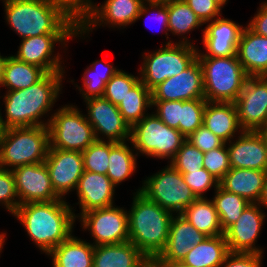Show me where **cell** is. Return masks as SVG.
<instances>
[{"label": "cell", "instance_id": "1", "mask_svg": "<svg viewBox=\"0 0 267 267\" xmlns=\"http://www.w3.org/2000/svg\"><path fill=\"white\" fill-rule=\"evenodd\" d=\"M2 1L7 24L22 39L79 31V17L62 0Z\"/></svg>", "mask_w": 267, "mask_h": 267}, {"label": "cell", "instance_id": "2", "mask_svg": "<svg viewBox=\"0 0 267 267\" xmlns=\"http://www.w3.org/2000/svg\"><path fill=\"white\" fill-rule=\"evenodd\" d=\"M72 209L64 199L29 202L19 205L13 216L25 227L39 250L48 255L72 235L76 220Z\"/></svg>", "mask_w": 267, "mask_h": 267}, {"label": "cell", "instance_id": "3", "mask_svg": "<svg viewBox=\"0 0 267 267\" xmlns=\"http://www.w3.org/2000/svg\"><path fill=\"white\" fill-rule=\"evenodd\" d=\"M65 72L46 73L38 82L26 89L7 91L3 97L5 105V127L48 126L42 121L54 106ZM52 107V108H51Z\"/></svg>", "mask_w": 267, "mask_h": 267}, {"label": "cell", "instance_id": "4", "mask_svg": "<svg viewBox=\"0 0 267 267\" xmlns=\"http://www.w3.org/2000/svg\"><path fill=\"white\" fill-rule=\"evenodd\" d=\"M133 196L128 211L129 241L152 263L165 248L173 213L140 192Z\"/></svg>", "mask_w": 267, "mask_h": 267}, {"label": "cell", "instance_id": "5", "mask_svg": "<svg viewBox=\"0 0 267 267\" xmlns=\"http://www.w3.org/2000/svg\"><path fill=\"white\" fill-rule=\"evenodd\" d=\"M49 148L47 126L8 128L0 144V168L12 170L22 165L43 163Z\"/></svg>", "mask_w": 267, "mask_h": 267}, {"label": "cell", "instance_id": "6", "mask_svg": "<svg viewBox=\"0 0 267 267\" xmlns=\"http://www.w3.org/2000/svg\"><path fill=\"white\" fill-rule=\"evenodd\" d=\"M198 58L203 70L204 99L208 102L234 103L249 77L237 55Z\"/></svg>", "mask_w": 267, "mask_h": 267}, {"label": "cell", "instance_id": "7", "mask_svg": "<svg viewBox=\"0 0 267 267\" xmlns=\"http://www.w3.org/2000/svg\"><path fill=\"white\" fill-rule=\"evenodd\" d=\"M162 47L153 53H144L142 67L139 70L140 81L149 90L167 78L182 73L197 57L199 51L186 36L178 43L169 40Z\"/></svg>", "mask_w": 267, "mask_h": 267}, {"label": "cell", "instance_id": "8", "mask_svg": "<svg viewBox=\"0 0 267 267\" xmlns=\"http://www.w3.org/2000/svg\"><path fill=\"white\" fill-rule=\"evenodd\" d=\"M186 141V137L176 128L164 124L153 113L148 114L131 128L130 142L138 154L160 159L174 158Z\"/></svg>", "mask_w": 267, "mask_h": 267}, {"label": "cell", "instance_id": "9", "mask_svg": "<svg viewBox=\"0 0 267 267\" xmlns=\"http://www.w3.org/2000/svg\"><path fill=\"white\" fill-rule=\"evenodd\" d=\"M74 105H65L47 119L50 148L83 152L96 136L86 115Z\"/></svg>", "mask_w": 267, "mask_h": 267}, {"label": "cell", "instance_id": "10", "mask_svg": "<svg viewBox=\"0 0 267 267\" xmlns=\"http://www.w3.org/2000/svg\"><path fill=\"white\" fill-rule=\"evenodd\" d=\"M147 199L172 213L181 214L197 197L185 183L182 173L171 164L147 177L137 189Z\"/></svg>", "mask_w": 267, "mask_h": 267}, {"label": "cell", "instance_id": "11", "mask_svg": "<svg viewBox=\"0 0 267 267\" xmlns=\"http://www.w3.org/2000/svg\"><path fill=\"white\" fill-rule=\"evenodd\" d=\"M79 219L82 228L91 232L95 240L93 246L129 241L128 213L121 207L93 209L83 213Z\"/></svg>", "mask_w": 267, "mask_h": 267}, {"label": "cell", "instance_id": "12", "mask_svg": "<svg viewBox=\"0 0 267 267\" xmlns=\"http://www.w3.org/2000/svg\"><path fill=\"white\" fill-rule=\"evenodd\" d=\"M103 5L92 4L79 17L80 37L99 25L124 27L137 21L143 0H106ZM99 6V7H98Z\"/></svg>", "mask_w": 267, "mask_h": 267}, {"label": "cell", "instance_id": "13", "mask_svg": "<svg viewBox=\"0 0 267 267\" xmlns=\"http://www.w3.org/2000/svg\"><path fill=\"white\" fill-rule=\"evenodd\" d=\"M234 103L243 131L267 130V76L248 77Z\"/></svg>", "mask_w": 267, "mask_h": 267}, {"label": "cell", "instance_id": "14", "mask_svg": "<svg viewBox=\"0 0 267 267\" xmlns=\"http://www.w3.org/2000/svg\"><path fill=\"white\" fill-rule=\"evenodd\" d=\"M84 102L88 112L86 118L92 125L97 140L130 141L131 128L124 121L117 105L104 97L89 98ZM99 134L107 138H101Z\"/></svg>", "mask_w": 267, "mask_h": 267}, {"label": "cell", "instance_id": "15", "mask_svg": "<svg viewBox=\"0 0 267 267\" xmlns=\"http://www.w3.org/2000/svg\"><path fill=\"white\" fill-rule=\"evenodd\" d=\"M80 35V31L76 34H46L35 37H27L21 40L19 51L14 56L17 60L33 64L46 73L64 72L60 61V54H52L54 52L55 43H61V46L67 45L69 39Z\"/></svg>", "mask_w": 267, "mask_h": 267}, {"label": "cell", "instance_id": "16", "mask_svg": "<svg viewBox=\"0 0 267 267\" xmlns=\"http://www.w3.org/2000/svg\"><path fill=\"white\" fill-rule=\"evenodd\" d=\"M152 101H189L204 99L203 70L196 57L177 76L167 78L151 90Z\"/></svg>", "mask_w": 267, "mask_h": 267}, {"label": "cell", "instance_id": "17", "mask_svg": "<svg viewBox=\"0 0 267 267\" xmlns=\"http://www.w3.org/2000/svg\"><path fill=\"white\" fill-rule=\"evenodd\" d=\"M12 173L19 205L61 199L55 193L45 162L18 166L12 169Z\"/></svg>", "mask_w": 267, "mask_h": 267}, {"label": "cell", "instance_id": "18", "mask_svg": "<svg viewBox=\"0 0 267 267\" xmlns=\"http://www.w3.org/2000/svg\"><path fill=\"white\" fill-rule=\"evenodd\" d=\"M44 162L55 193L65 199L68 192L76 189L84 172L82 152L49 148Z\"/></svg>", "mask_w": 267, "mask_h": 267}, {"label": "cell", "instance_id": "19", "mask_svg": "<svg viewBox=\"0 0 267 267\" xmlns=\"http://www.w3.org/2000/svg\"><path fill=\"white\" fill-rule=\"evenodd\" d=\"M262 211L258 203H250L238 220L224 231V237L230 252L263 253V249L255 246L266 216Z\"/></svg>", "mask_w": 267, "mask_h": 267}, {"label": "cell", "instance_id": "20", "mask_svg": "<svg viewBox=\"0 0 267 267\" xmlns=\"http://www.w3.org/2000/svg\"><path fill=\"white\" fill-rule=\"evenodd\" d=\"M208 236L197 230L183 215L172 216L165 248L152 262L154 265L181 263L187 253Z\"/></svg>", "mask_w": 267, "mask_h": 267}, {"label": "cell", "instance_id": "21", "mask_svg": "<svg viewBox=\"0 0 267 267\" xmlns=\"http://www.w3.org/2000/svg\"><path fill=\"white\" fill-rule=\"evenodd\" d=\"M235 142L229 141L231 168L267 171V141L262 131H240ZM230 144V145H229Z\"/></svg>", "mask_w": 267, "mask_h": 267}, {"label": "cell", "instance_id": "22", "mask_svg": "<svg viewBox=\"0 0 267 267\" xmlns=\"http://www.w3.org/2000/svg\"><path fill=\"white\" fill-rule=\"evenodd\" d=\"M209 21L203 29V44L207 53L198 51L197 57H229L237 55L239 38L243 25L230 19L220 18Z\"/></svg>", "mask_w": 267, "mask_h": 267}, {"label": "cell", "instance_id": "23", "mask_svg": "<svg viewBox=\"0 0 267 267\" xmlns=\"http://www.w3.org/2000/svg\"><path fill=\"white\" fill-rule=\"evenodd\" d=\"M115 187L107 175L84 170L75 189L81 209L75 218L93 209L113 206Z\"/></svg>", "mask_w": 267, "mask_h": 267}, {"label": "cell", "instance_id": "24", "mask_svg": "<svg viewBox=\"0 0 267 267\" xmlns=\"http://www.w3.org/2000/svg\"><path fill=\"white\" fill-rule=\"evenodd\" d=\"M237 57L249 77L267 76V37L245 26L239 38Z\"/></svg>", "mask_w": 267, "mask_h": 267}, {"label": "cell", "instance_id": "25", "mask_svg": "<svg viewBox=\"0 0 267 267\" xmlns=\"http://www.w3.org/2000/svg\"><path fill=\"white\" fill-rule=\"evenodd\" d=\"M266 176L267 171L231 168L219 181V185L228 192L240 195L249 203H258Z\"/></svg>", "mask_w": 267, "mask_h": 267}, {"label": "cell", "instance_id": "26", "mask_svg": "<svg viewBox=\"0 0 267 267\" xmlns=\"http://www.w3.org/2000/svg\"><path fill=\"white\" fill-rule=\"evenodd\" d=\"M150 263L130 241L94 246L93 267H147Z\"/></svg>", "mask_w": 267, "mask_h": 267}, {"label": "cell", "instance_id": "27", "mask_svg": "<svg viewBox=\"0 0 267 267\" xmlns=\"http://www.w3.org/2000/svg\"><path fill=\"white\" fill-rule=\"evenodd\" d=\"M203 125L225 143L236 137L235 132L243 131L235 103L208 102L205 106ZM238 129H240L238 131Z\"/></svg>", "mask_w": 267, "mask_h": 267}, {"label": "cell", "instance_id": "28", "mask_svg": "<svg viewBox=\"0 0 267 267\" xmlns=\"http://www.w3.org/2000/svg\"><path fill=\"white\" fill-rule=\"evenodd\" d=\"M229 253L224 235L208 236L193 246L180 264L188 267H220Z\"/></svg>", "mask_w": 267, "mask_h": 267}, {"label": "cell", "instance_id": "29", "mask_svg": "<svg viewBox=\"0 0 267 267\" xmlns=\"http://www.w3.org/2000/svg\"><path fill=\"white\" fill-rule=\"evenodd\" d=\"M53 267H93L94 246L72 235L49 254Z\"/></svg>", "mask_w": 267, "mask_h": 267}, {"label": "cell", "instance_id": "30", "mask_svg": "<svg viewBox=\"0 0 267 267\" xmlns=\"http://www.w3.org/2000/svg\"><path fill=\"white\" fill-rule=\"evenodd\" d=\"M197 230L207 236L224 235L218 212L212 200L197 198L181 213Z\"/></svg>", "mask_w": 267, "mask_h": 267}, {"label": "cell", "instance_id": "31", "mask_svg": "<svg viewBox=\"0 0 267 267\" xmlns=\"http://www.w3.org/2000/svg\"><path fill=\"white\" fill-rule=\"evenodd\" d=\"M46 72L40 67L17 60L8 56L0 86L8 91L21 90L38 82Z\"/></svg>", "mask_w": 267, "mask_h": 267}, {"label": "cell", "instance_id": "32", "mask_svg": "<svg viewBox=\"0 0 267 267\" xmlns=\"http://www.w3.org/2000/svg\"><path fill=\"white\" fill-rule=\"evenodd\" d=\"M126 142L109 141V165L107 176L112 183L117 185L128 177H131L136 170L137 162L134 150L130 149Z\"/></svg>", "mask_w": 267, "mask_h": 267}, {"label": "cell", "instance_id": "33", "mask_svg": "<svg viewBox=\"0 0 267 267\" xmlns=\"http://www.w3.org/2000/svg\"><path fill=\"white\" fill-rule=\"evenodd\" d=\"M151 107V90H149L141 81L129 91L123 101L118 105L119 112L130 128L141 121L147 115V108Z\"/></svg>", "mask_w": 267, "mask_h": 267}, {"label": "cell", "instance_id": "34", "mask_svg": "<svg viewBox=\"0 0 267 267\" xmlns=\"http://www.w3.org/2000/svg\"><path fill=\"white\" fill-rule=\"evenodd\" d=\"M109 62L97 60L93 62L83 74V87L77 85L84 100L95 97H103L106 83L119 71ZM84 89V90H83Z\"/></svg>", "mask_w": 267, "mask_h": 267}, {"label": "cell", "instance_id": "35", "mask_svg": "<svg viewBox=\"0 0 267 267\" xmlns=\"http://www.w3.org/2000/svg\"><path fill=\"white\" fill-rule=\"evenodd\" d=\"M168 31L174 35H185L203 25L195 12L184 0H166Z\"/></svg>", "mask_w": 267, "mask_h": 267}, {"label": "cell", "instance_id": "36", "mask_svg": "<svg viewBox=\"0 0 267 267\" xmlns=\"http://www.w3.org/2000/svg\"><path fill=\"white\" fill-rule=\"evenodd\" d=\"M218 212L223 232L238 220L244 209L250 203L240 195L224 190L220 185L215 190L212 199Z\"/></svg>", "mask_w": 267, "mask_h": 267}, {"label": "cell", "instance_id": "37", "mask_svg": "<svg viewBox=\"0 0 267 267\" xmlns=\"http://www.w3.org/2000/svg\"><path fill=\"white\" fill-rule=\"evenodd\" d=\"M85 171L106 175L109 165V141L96 140L83 152Z\"/></svg>", "mask_w": 267, "mask_h": 267}, {"label": "cell", "instance_id": "38", "mask_svg": "<svg viewBox=\"0 0 267 267\" xmlns=\"http://www.w3.org/2000/svg\"><path fill=\"white\" fill-rule=\"evenodd\" d=\"M206 103L207 101L205 99L182 101L179 131L186 138L203 125Z\"/></svg>", "mask_w": 267, "mask_h": 267}, {"label": "cell", "instance_id": "39", "mask_svg": "<svg viewBox=\"0 0 267 267\" xmlns=\"http://www.w3.org/2000/svg\"><path fill=\"white\" fill-rule=\"evenodd\" d=\"M139 81L140 77L119 70L106 83L103 97L118 106Z\"/></svg>", "mask_w": 267, "mask_h": 267}, {"label": "cell", "instance_id": "40", "mask_svg": "<svg viewBox=\"0 0 267 267\" xmlns=\"http://www.w3.org/2000/svg\"><path fill=\"white\" fill-rule=\"evenodd\" d=\"M203 159L204 152L186 140L169 162L180 173H188L203 168Z\"/></svg>", "mask_w": 267, "mask_h": 267}, {"label": "cell", "instance_id": "41", "mask_svg": "<svg viewBox=\"0 0 267 267\" xmlns=\"http://www.w3.org/2000/svg\"><path fill=\"white\" fill-rule=\"evenodd\" d=\"M227 144L204 152L203 168L216 177L219 181L231 169Z\"/></svg>", "mask_w": 267, "mask_h": 267}, {"label": "cell", "instance_id": "42", "mask_svg": "<svg viewBox=\"0 0 267 267\" xmlns=\"http://www.w3.org/2000/svg\"><path fill=\"white\" fill-rule=\"evenodd\" d=\"M185 183L191 188L197 198L204 197V193L214 187H219V180L210 174L205 168L182 173Z\"/></svg>", "mask_w": 267, "mask_h": 267}, {"label": "cell", "instance_id": "43", "mask_svg": "<svg viewBox=\"0 0 267 267\" xmlns=\"http://www.w3.org/2000/svg\"><path fill=\"white\" fill-rule=\"evenodd\" d=\"M15 187V178L10 169L0 168V204L13 213L19 206V200Z\"/></svg>", "mask_w": 267, "mask_h": 267}, {"label": "cell", "instance_id": "44", "mask_svg": "<svg viewBox=\"0 0 267 267\" xmlns=\"http://www.w3.org/2000/svg\"><path fill=\"white\" fill-rule=\"evenodd\" d=\"M152 106L156 107L155 115H157L164 124L179 130L182 101H152Z\"/></svg>", "mask_w": 267, "mask_h": 267}, {"label": "cell", "instance_id": "45", "mask_svg": "<svg viewBox=\"0 0 267 267\" xmlns=\"http://www.w3.org/2000/svg\"><path fill=\"white\" fill-rule=\"evenodd\" d=\"M186 140L202 152L211 151L225 144L223 140L218 138L204 125H201L196 131L189 135Z\"/></svg>", "mask_w": 267, "mask_h": 267}, {"label": "cell", "instance_id": "46", "mask_svg": "<svg viewBox=\"0 0 267 267\" xmlns=\"http://www.w3.org/2000/svg\"><path fill=\"white\" fill-rule=\"evenodd\" d=\"M189 7L195 12L196 16L202 21L206 22L216 19L221 16V7L214 0H184Z\"/></svg>", "mask_w": 267, "mask_h": 267}, {"label": "cell", "instance_id": "47", "mask_svg": "<svg viewBox=\"0 0 267 267\" xmlns=\"http://www.w3.org/2000/svg\"><path fill=\"white\" fill-rule=\"evenodd\" d=\"M262 254L230 252L220 267H262Z\"/></svg>", "mask_w": 267, "mask_h": 267}, {"label": "cell", "instance_id": "48", "mask_svg": "<svg viewBox=\"0 0 267 267\" xmlns=\"http://www.w3.org/2000/svg\"><path fill=\"white\" fill-rule=\"evenodd\" d=\"M148 3V4H147ZM144 2L141 10L138 14L137 20H139L140 18L143 17V15L145 16V14L150 13V10H157L155 11L156 13H153V16L155 17V19L160 22L163 25V28L165 29V35H168V10H167V5L165 1H157V2ZM149 6V7H147ZM151 16V15H150ZM152 16V18H154Z\"/></svg>", "mask_w": 267, "mask_h": 267}, {"label": "cell", "instance_id": "49", "mask_svg": "<svg viewBox=\"0 0 267 267\" xmlns=\"http://www.w3.org/2000/svg\"><path fill=\"white\" fill-rule=\"evenodd\" d=\"M259 7L247 26L256 34L267 37V2H263Z\"/></svg>", "mask_w": 267, "mask_h": 267}, {"label": "cell", "instance_id": "50", "mask_svg": "<svg viewBox=\"0 0 267 267\" xmlns=\"http://www.w3.org/2000/svg\"><path fill=\"white\" fill-rule=\"evenodd\" d=\"M78 17L90 7L92 0H62Z\"/></svg>", "mask_w": 267, "mask_h": 267}, {"label": "cell", "instance_id": "51", "mask_svg": "<svg viewBox=\"0 0 267 267\" xmlns=\"http://www.w3.org/2000/svg\"><path fill=\"white\" fill-rule=\"evenodd\" d=\"M258 204L261 205V207L267 208V176L264 182L263 191L260 197V200L258 201Z\"/></svg>", "mask_w": 267, "mask_h": 267}, {"label": "cell", "instance_id": "52", "mask_svg": "<svg viewBox=\"0 0 267 267\" xmlns=\"http://www.w3.org/2000/svg\"><path fill=\"white\" fill-rule=\"evenodd\" d=\"M6 61L7 56L3 57L0 55V84L2 82Z\"/></svg>", "mask_w": 267, "mask_h": 267}, {"label": "cell", "instance_id": "53", "mask_svg": "<svg viewBox=\"0 0 267 267\" xmlns=\"http://www.w3.org/2000/svg\"><path fill=\"white\" fill-rule=\"evenodd\" d=\"M1 110V109H0ZM2 113H1V111H0V144H1V142H2V140H3V138H4V135H5V132H6V127H5V125H4V122H3V117H2V115H1Z\"/></svg>", "mask_w": 267, "mask_h": 267}, {"label": "cell", "instance_id": "54", "mask_svg": "<svg viewBox=\"0 0 267 267\" xmlns=\"http://www.w3.org/2000/svg\"><path fill=\"white\" fill-rule=\"evenodd\" d=\"M6 236V233H1L0 234V253H1V249H3V245H4V242H5V237Z\"/></svg>", "mask_w": 267, "mask_h": 267}, {"label": "cell", "instance_id": "55", "mask_svg": "<svg viewBox=\"0 0 267 267\" xmlns=\"http://www.w3.org/2000/svg\"><path fill=\"white\" fill-rule=\"evenodd\" d=\"M157 267H188V266H182L180 263L175 265H156Z\"/></svg>", "mask_w": 267, "mask_h": 267}, {"label": "cell", "instance_id": "56", "mask_svg": "<svg viewBox=\"0 0 267 267\" xmlns=\"http://www.w3.org/2000/svg\"><path fill=\"white\" fill-rule=\"evenodd\" d=\"M214 1L222 8L225 4H227L226 2L228 0H214Z\"/></svg>", "mask_w": 267, "mask_h": 267}, {"label": "cell", "instance_id": "57", "mask_svg": "<svg viewBox=\"0 0 267 267\" xmlns=\"http://www.w3.org/2000/svg\"><path fill=\"white\" fill-rule=\"evenodd\" d=\"M144 2H157V1H166V0H143Z\"/></svg>", "mask_w": 267, "mask_h": 267}, {"label": "cell", "instance_id": "58", "mask_svg": "<svg viewBox=\"0 0 267 267\" xmlns=\"http://www.w3.org/2000/svg\"><path fill=\"white\" fill-rule=\"evenodd\" d=\"M262 132L264 133V135L266 137V141H267V130H263Z\"/></svg>", "mask_w": 267, "mask_h": 267}, {"label": "cell", "instance_id": "59", "mask_svg": "<svg viewBox=\"0 0 267 267\" xmlns=\"http://www.w3.org/2000/svg\"><path fill=\"white\" fill-rule=\"evenodd\" d=\"M147 267H157V266L154 265L153 263H150Z\"/></svg>", "mask_w": 267, "mask_h": 267}]
</instances>
